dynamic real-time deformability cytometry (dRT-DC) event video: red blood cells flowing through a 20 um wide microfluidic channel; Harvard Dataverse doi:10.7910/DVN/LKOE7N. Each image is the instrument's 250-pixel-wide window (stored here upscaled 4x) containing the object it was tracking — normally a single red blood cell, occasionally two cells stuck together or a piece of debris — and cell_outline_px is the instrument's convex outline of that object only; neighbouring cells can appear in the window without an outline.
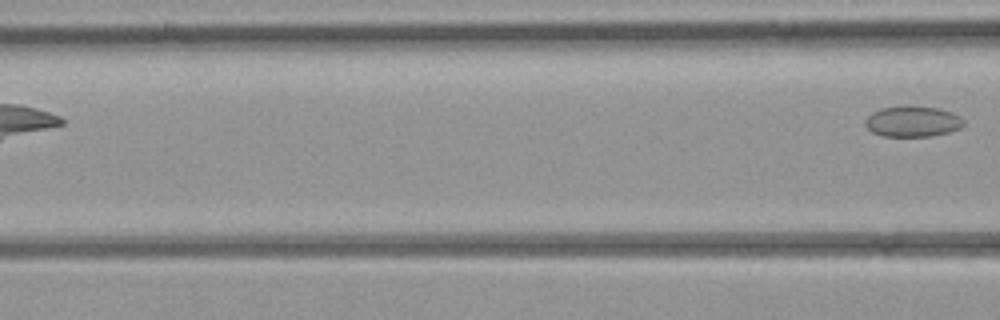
{"species": "common noctule bat (a hibernating species)", "species_latin": "Nyctalus noctula", "temperature_condition": "room temperature", "stored_images_in_passage": 6, "camera_frame_rate_fps": 3000, "um_per_image_px": 0.085, "animal": {"sex": "female", "body_mass_g": 21.9}, "frame": {"image": 1, "passage_image": 6, "time_ms": 6.667, "image_size_px": [1000, 320], "cell_outline_px": [[964, 124], [960, 128], [948, 132], [932, 136], [884, 136], [872, 132], [864, 124], [864, 120], [872, 112], [880, 108], [908, 104], [940, 108], [952, 112], [960, 116], [964, 120]], "centroid_in_image_um": [77.57, 10.29], "position_along_channel_um": 89.0, "area_um2": 18.03}}